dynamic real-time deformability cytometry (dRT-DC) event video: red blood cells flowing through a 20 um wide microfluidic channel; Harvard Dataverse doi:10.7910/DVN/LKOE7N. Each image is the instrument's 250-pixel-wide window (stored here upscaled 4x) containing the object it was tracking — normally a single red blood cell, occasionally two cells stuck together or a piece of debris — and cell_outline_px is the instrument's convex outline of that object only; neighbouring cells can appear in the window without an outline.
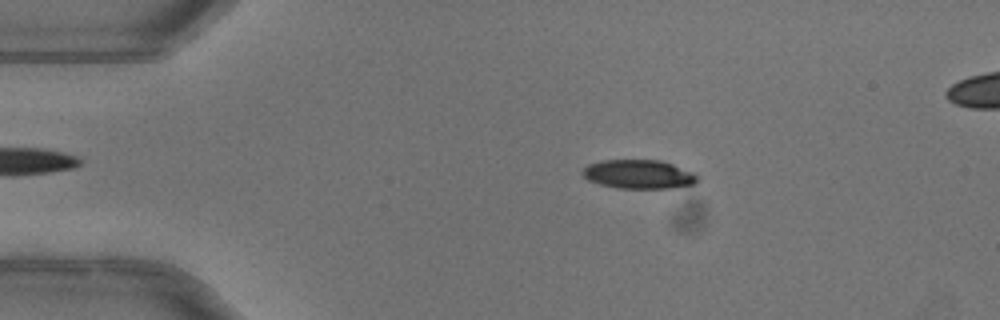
{"species": "common noctule bat (a hibernating species)", "species_latin": "Nyctalus noctula", "temperature_condition": "warm", "stored_images_in_passage": 51, "camera_frame_rate_fps": 3000, "um_per_image_px": 0.085, "animal": {"sex": "female"}, "frame": {"image": 1, "passage_image": 9, "time_ms": 2.667, "image_size_px": [1000, 320], "cell_outline_px": [[700, 176], [696, 184], [668, 188], [616, 188], [600, 184], [588, 180], [580, 172], [588, 164], [600, 160], [660, 160], [672, 164], [692, 172]], "centroid_in_image_um": [54.28, 14.81], "position_along_channel_um": 30.7, "area_um2": 19.42}}
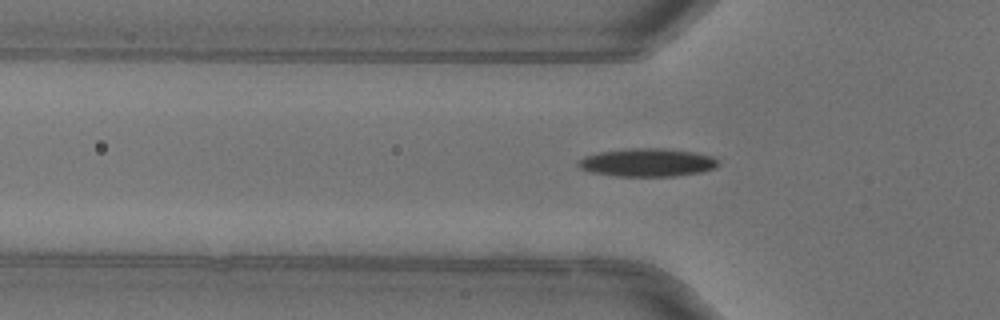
{"frame": {"image": 2, "passage_image": 16, "time_ms": 5.0, "image_size_px": [1000, 320], "cell_outline_px": [[720, 164], [716, 168], [700, 172], [676, 176], [616, 176], [592, 172], [580, 168], [576, 164], [584, 156], [600, 152], [624, 148], [664, 148], [692, 152], [712, 156]], "centroid_in_image_um": [55.02, 13.81], "position_along_channel_um": 70.8, "area_um2": 22.95}}
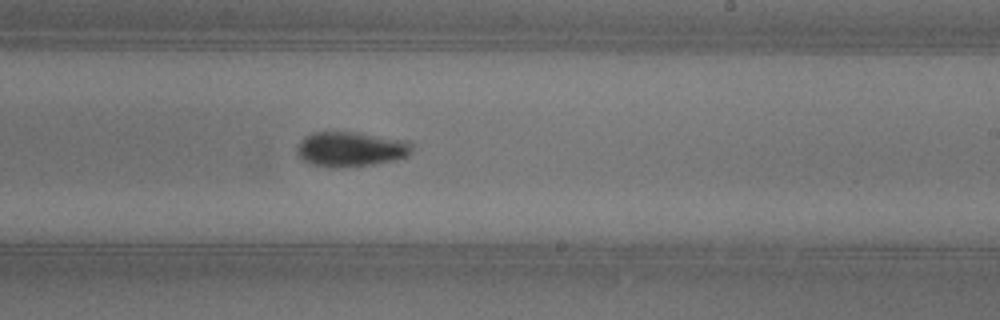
{"frame": {"image": 3, "passage_image": 30, "time_ms": 9.667, "image_size_px": [1000, 320], "cell_outline_px": [[412, 152], [408, 156], [396, 160], [372, 164], [336, 168], [328, 168], [312, 164], [300, 160], [296, 152], [296, 148], [300, 140], [304, 136], [312, 132], [356, 132], [408, 140], [412, 144]], "centroid_in_image_um": [29.79, 12.68], "position_along_channel_um": 259.2, "area_um2": 23.81}, "authors_computed_cell_mechanics": {"area_um2": 21.386, "velocity_mm_per_s": 4.0177, "shape_relaxation_time_tau1_ms": 4.496, "shape_relaxation_time_tau2_ms": 5.0229, "deformation_change_tau1": 0.1655, "deformation_change_tau2": 0.0949}}